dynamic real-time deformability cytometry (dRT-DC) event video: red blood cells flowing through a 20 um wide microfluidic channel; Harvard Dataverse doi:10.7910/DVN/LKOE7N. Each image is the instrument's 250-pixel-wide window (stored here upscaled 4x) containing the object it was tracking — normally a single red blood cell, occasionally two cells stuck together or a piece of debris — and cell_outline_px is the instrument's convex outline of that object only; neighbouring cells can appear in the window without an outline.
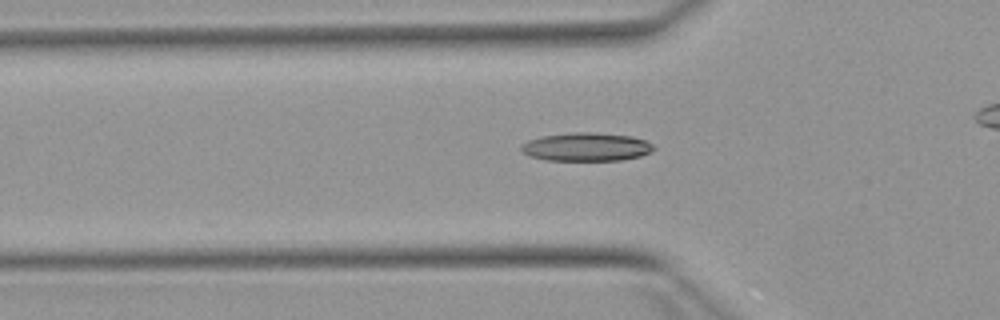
{"species": "Egyptian fruit bat (a non-hibernating species)", "species_latin": "Rousettus aegyptiacus", "temperature_condition": "warm", "stored_images_in_passage": 44, "camera_frame_rate_fps": 3000, "um_per_image_px": 0.085, "animal": {"sex": "female"}, "frame": {"image": 1, "passage_image": 17, "time_ms": 5.333, "image_size_px": [1000, 320], "cell_outline_px": [[656, 148], [652, 152], [640, 156], [620, 160], [544, 160], [528, 156], [520, 152], [520, 144], [528, 140], [540, 136], [572, 132], [596, 132], [632, 136], [644, 140], [652, 144]], "centroid_in_image_um": [49.79, 12.48], "position_along_channel_um": 76.0, "area_um2": 22.25}}
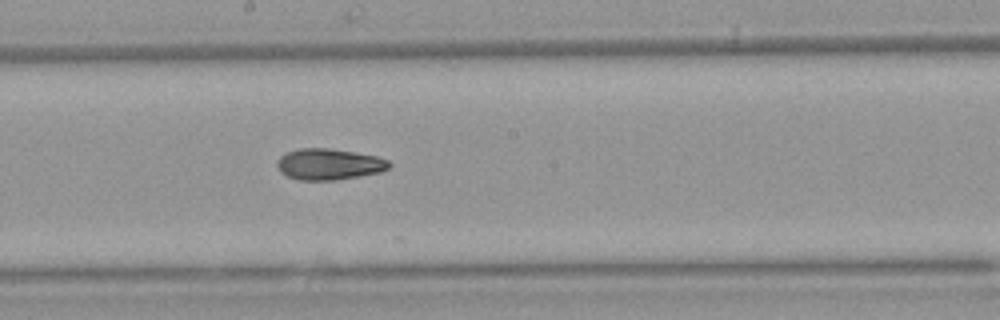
{"frame": {"image": 2, "passage_image": 28, "time_ms": 9.0, "image_size_px": [1000, 320], "cell_outline_px": [[392, 164], [388, 168], [380, 172], [360, 176], [332, 180], [300, 180], [288, 176], [280, 172], [276, 164], [276, 160], [280, 156], [288, 152], [300, 148], [328, 148], [356, 152], [376, 156], [388, 160]], "centroid_in_image_um": [27.96, 13.95], "position_along_channel_um": 220.2, "area_um2": 20.35}}
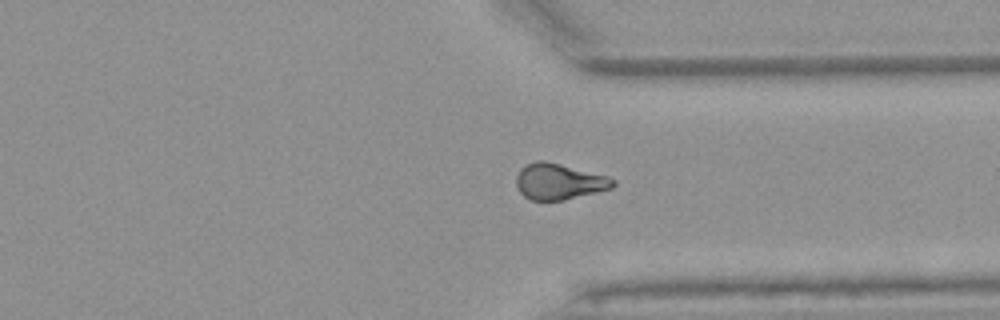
{"frame": {"image": 3, "passage_image": 39, "time_ms": 12.667, "image_size_px": [1000, 320], "cell_outline_px": [[616, 184], [612, 188], [564, 200], [532, 200], [524, 196], [520, 192], [516, 184], [516, 176], [520, 168], [524, 164], [536, 160], [544, 160], [608, 176], [616, 180]], "centroid_in_image_um": [47.5, 15.42], "position_along_channel_um": 363.9, "area_um2": 20.35}}